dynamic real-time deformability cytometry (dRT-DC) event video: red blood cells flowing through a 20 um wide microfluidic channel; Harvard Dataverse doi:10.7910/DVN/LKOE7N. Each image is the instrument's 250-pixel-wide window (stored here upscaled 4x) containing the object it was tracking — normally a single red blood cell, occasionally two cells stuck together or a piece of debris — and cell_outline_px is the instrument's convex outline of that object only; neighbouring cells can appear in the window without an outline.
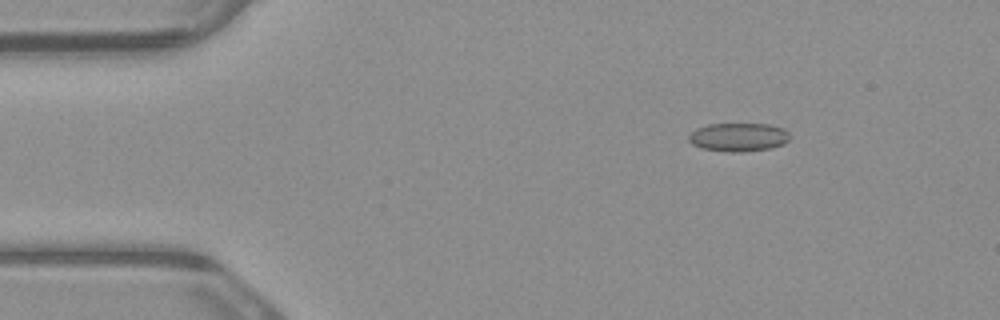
{"species": "common noctule bat (a hibernating species)", "species_latin": "Nyctalus noctula", "temperature_condition": "warm", "stored_images_in_passage": 5, "camera_frame_rate_fps": 3000, "um_per_image_px": 0.085, "animal": {"sex": "male", "body_mass_g": 23.1, "forearm_length_mm": 52.7}, "frame": {"image": 1, "passage_image": 3, "time_ms": 0.667, "image_size_px": [1000, 320], "cell_outline_px": [[788, 140], [784, 144], [772, 148], [744, 152], [724, 152], [700, 148], [692, 144], [688, 140], [688, 136], [696, 128], [708, 124], [768, 124], [784, 128], [788, 132]], "centroid_in_image_um": [62.75, 11.67], "position_along_channel_um": 22.2, "area_um2": 16.99}}
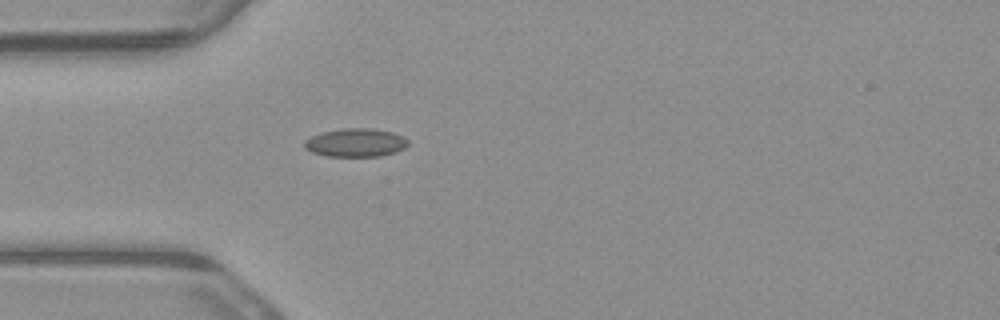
{"frame": {"image": 2, "passage_image": 5, "time_ms": 1.333, "image_size_px": [1000, 320], "cell_outline_px": [[408, 144], [404, 148], [396, 152], [380, 156], [324, 156], [312, 152], [304, 148], [304, 140], [312, 136], [324, 132], [344, 128], [372, 128], [392, 132], [404, 136], [408, 140]], "centroid_in_image_um": [30.24, 12.13], "position_along_channel_um": 54.8, "area_um2": 17.17}}